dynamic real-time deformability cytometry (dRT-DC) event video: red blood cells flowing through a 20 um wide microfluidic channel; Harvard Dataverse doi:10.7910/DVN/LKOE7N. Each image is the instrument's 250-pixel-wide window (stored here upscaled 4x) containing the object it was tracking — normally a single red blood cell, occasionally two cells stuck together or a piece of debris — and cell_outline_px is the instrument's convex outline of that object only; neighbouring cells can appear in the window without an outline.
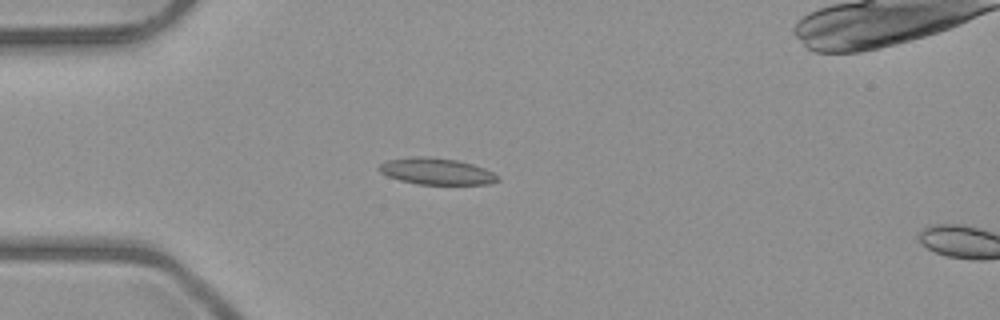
{"species": "common noctule bat (a hibernating species)", "species_latin": "Nyctalus noctula", "temperature_condition": "room temperature", "stored_images_in_passage": 4, "camera_frame_rate_fps": 3000, "um_per_image_px": 0.085, "animal": {"sex": "male", "body_mass_g": 23.1, "forearm_length_mm": 52.7}, "frame": {"image": 1, "passage_image": 3, "time_ms": 2.333, "image_size_px": [1000, 320], "cell_outline_px": [[500, 180], [488, 184], [416, 184], [400, 180], [388, 176], [380, 172], [376, 168], [380, 164], [388, 160], [416, 156], [424, 156], [456, 160], [472, 164], [484, 168], [500, 176]], "centroid_in_image_um": [37.09, 14.56], "position_along_channel_um": 47.9, "area_um2": 18.26}}